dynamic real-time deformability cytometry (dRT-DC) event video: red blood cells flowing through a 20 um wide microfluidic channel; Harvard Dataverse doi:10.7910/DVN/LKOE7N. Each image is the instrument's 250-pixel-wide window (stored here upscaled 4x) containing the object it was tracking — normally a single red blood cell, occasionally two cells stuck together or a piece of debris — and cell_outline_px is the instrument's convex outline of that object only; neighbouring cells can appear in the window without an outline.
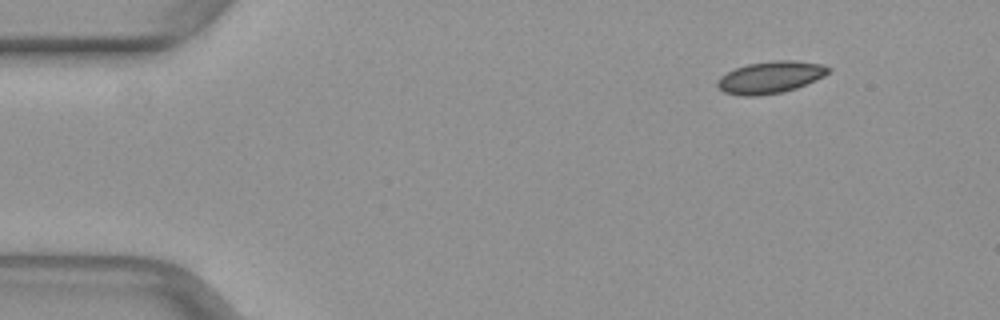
{"species": "common noctule bat (a hibernating species)", "species_latin": "Nyctalus noctula", "temperature_condition": "warm", "stored_images_in_passage": 45, "camera_frame_rate_fps": 3000, "um_per_image_px": 0.085, "animal": {"sex": "female", "body_mass_g": 29.2, "forearm_length_mm": 56.3}, "frame": {"image": 1, "passage_image": 1, "time_ms": 0.0, "image_size_px": [1000, 320], "cell_outline_px": [[832, 68], [824, 76], [816, 80], [796, 88], [784, 92], [760, 96], [740, 96], [724, 92], [716, 84], [716, 80], [720, 76], [736, 68], [748, 64], [772, 60], [792, 60], [824, 64]], "centroid_in_image_um": [65.49, 6.57], "position_along_channel_um": 19.5, "area_um2": 20.87}}
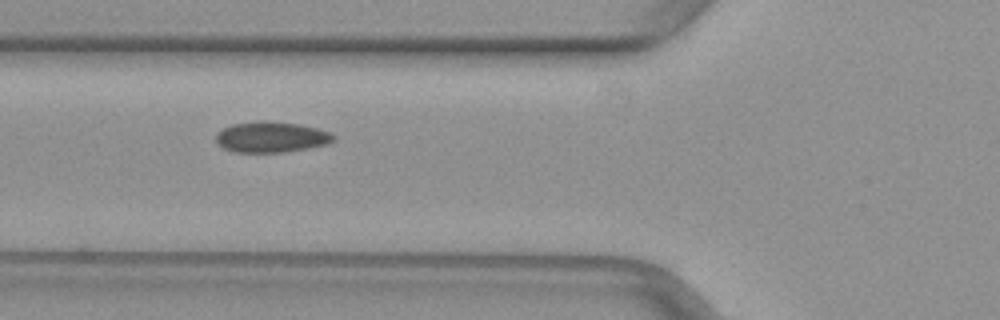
{"frame": {"image": 2, "passage_image": 14, "time_ms": 4.333, "image_size_px": [1000, 320], "cell_outline_px": [[336, 140], [328, 144], [308, 148], [284, 152], [232, 152], [224, 148], [216, 140], [216, 132], [232, 124], [260, 120], [264, 120], [300, 124], [332, 132], [336, 136]], "centroid_in_image_um": [23.09, 11.64], "position_along_channel_um": 102.7, "area_um2": 21.27}}
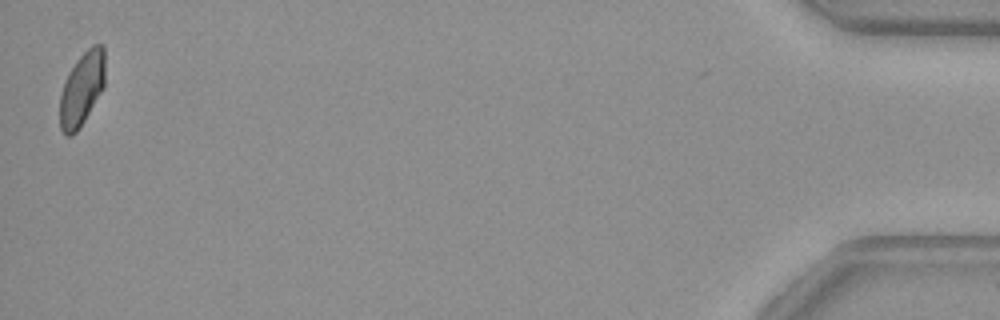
{"frame": {"image": 3, "passage_image": 45, "time_ms": 14.667, "image_size_px": [1000, 320], "cell_outline_px": [[104, 88], [80, 128], [72, 136], [68, 136], [60, 128], [60, 96], [68, 72], [76, 60], [92, 44], [104, 44]], "centroid_in_image_um": [6.97, 7.55], "position_along_channel_um": 428.2, "area_um2": 19.42}}